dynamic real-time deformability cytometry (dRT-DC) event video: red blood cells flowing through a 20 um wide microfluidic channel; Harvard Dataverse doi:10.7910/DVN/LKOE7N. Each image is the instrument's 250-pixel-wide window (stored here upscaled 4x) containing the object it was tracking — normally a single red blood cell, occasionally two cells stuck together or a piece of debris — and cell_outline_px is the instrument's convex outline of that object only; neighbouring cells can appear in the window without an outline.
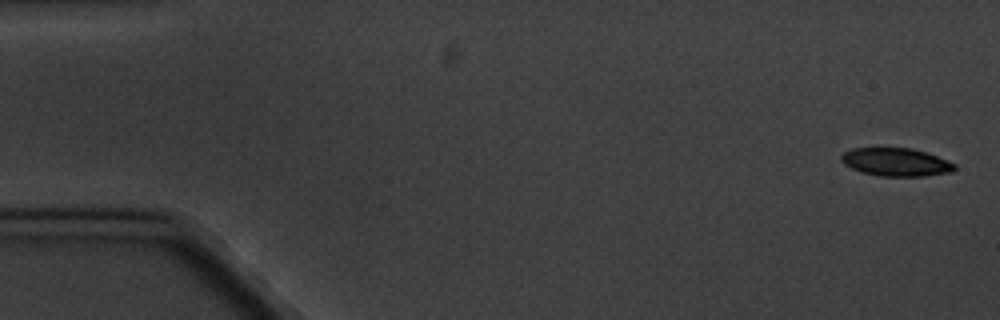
{"species": "common noctule bat (a hibernating species)", "species_latin": "Nyctalus noctula", "temperature_condition": "cold", "stored_images_in_passage": 9, "camera_frame_rate_fps": 3000, "um_per_image_px": 0.085, "animal": {"sex": "male", "body_mass_g": 20.1, "forearm_length_mm": 53.5}, "frame": {"image": 1, "passage_image": 1, "time_ms": 0.0, "image_size_px": [1000, 320], "cell_outline_px": [[956, 168], [952, 172], [924, 176], [880, 176], [860, 172], [844, 164], [840, 160], [840, 156], [844, 152], [852, 148], [912, 148], [936, 156], [956, 164]], "centroid_in_image_um": [76.13, 13.78], "position_along_channel_um": 8.9, "area_um2": 18.55}}
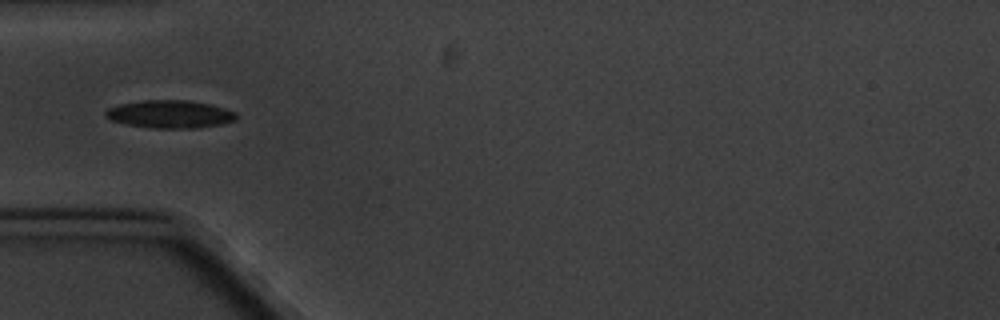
{"frame": {"image": 2, "passage_image": 6, "time_ms": 5.667, "image_size_px": [1000, 320], "cell_outline_px": [[236, 120], [220, 124], [196, 128], [152, 128], [128, 124], [112, 120], [104, 116], [104, 112], [108, 108], [120, 104], [140, 100], [188, 100], [208, 104], [224, 108], [236, 112]], "centroid_in_image_um": [14.43, 9.7], "position_along_channel_um": 70.6, "area_um2": 21.1}}
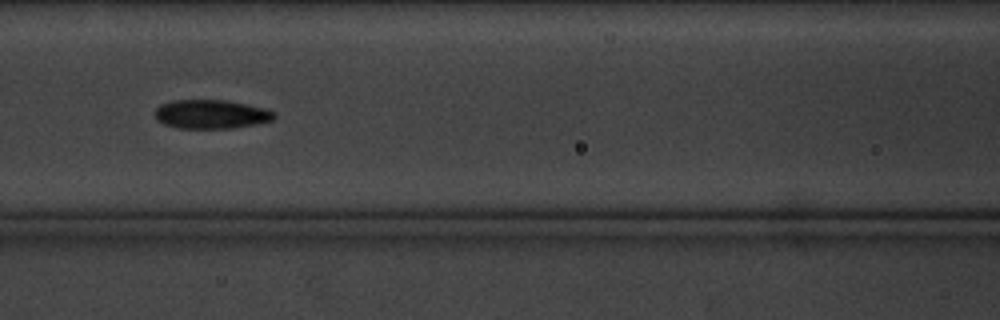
{"frame": {"image": 3, "passage_image": 8, "time_ms": 8.0, "image_size_px": [1000, 320], "cell_outline_px": [[276, 116], [272, 120], [256, 124], [232, 128], [176, 128], [164, 124], [156, 120], [156, 108], [160, 104], [172, 100], [224, 100], [264, 108], [276, 112]], "centroid_in_image_um": [17.93, 9.71], "position_along_channel_um": 148.7, "area_um2": 20.06}}